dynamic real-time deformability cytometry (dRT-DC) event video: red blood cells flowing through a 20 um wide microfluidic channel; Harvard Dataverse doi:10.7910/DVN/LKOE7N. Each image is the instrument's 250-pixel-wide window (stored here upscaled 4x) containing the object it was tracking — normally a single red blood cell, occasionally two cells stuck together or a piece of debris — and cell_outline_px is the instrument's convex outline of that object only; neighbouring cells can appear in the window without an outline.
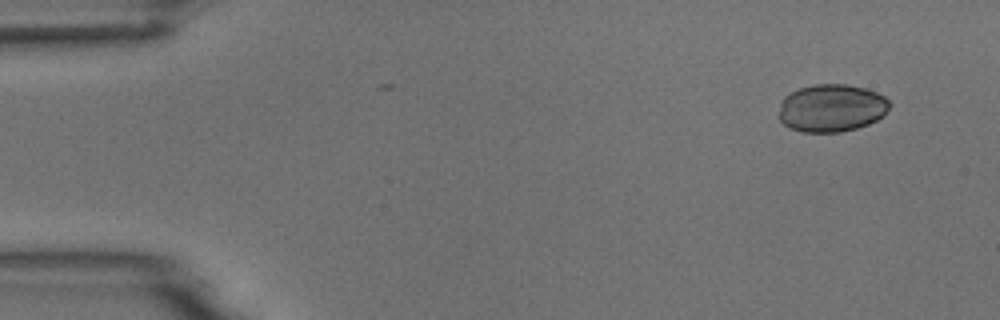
{"species": "common noctule bat (a hibernating species)", "species_latin": "Nyctalus noctula", "temperature_condition": "room temperature", "stored_images_in_passage": 4, "camera_frame_rate_fps": 3000, "um_per_image_px": 0.085, "animal": {"sex": "male", "body_mass_g": 18.8}, "frame": {"image": 1, "passage_image": 1, "time_ms": 0.0, "image_size_px": [1000, 320], "cell_outline_px": [[892, 104], [876, 120], [868, 124], [856, 128], [840, 132], [804, 132], [788, 128], [780, 120], [780, 100], [784, 96], [800, 88], [816, 84], [848, 84], [864, 88], [876, 92], [884, 96]], "centroid_in_image_um": [70.66, 9.18], "position_along_channel_um": 14.3, "area_um2": 30.69}}
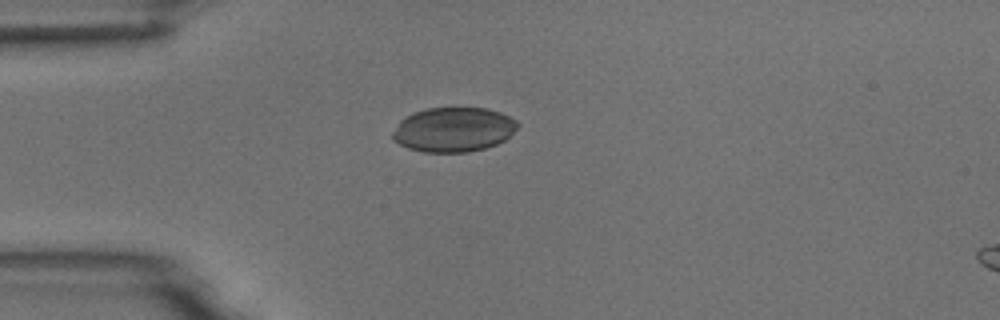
{"frame": {"image": 2, "passage_image": 4, "time_ms": 3.333, "image_size_px": [1000, 320], "cell_outline_px": [[520, 124], [504, 140], [496, 144], [484, 148], [468, 152], [424, 152], [408, 148], [392, 140], [392, 132], [400, 120], [404, 116], [412, 112], [428, 108], [488, 108], [500, 112], [516, 120]], "centroid_in_image_um": [38.51, 11.01], "position_along_channel_um": 46.5, "area_um2": 32.48}}